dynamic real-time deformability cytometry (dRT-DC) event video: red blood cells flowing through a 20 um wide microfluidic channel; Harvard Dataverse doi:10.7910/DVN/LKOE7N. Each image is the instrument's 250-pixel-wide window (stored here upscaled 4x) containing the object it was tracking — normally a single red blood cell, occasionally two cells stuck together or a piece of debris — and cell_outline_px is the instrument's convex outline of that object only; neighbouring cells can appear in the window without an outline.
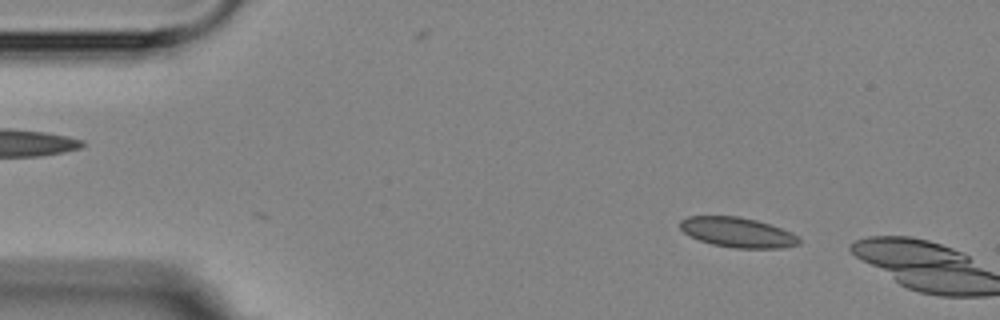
{"species": "Egyptian fruit bat (a non-hibernating species)", "species_latin": "Rousettus aegyptiacus", "temperature_condition": "room temperature", "stored_images_in_passage": 2, "camera_frame_rate_fps": 3000, "um_per_image_px": 0.085, "animal": {"sex": "female"}, "frame": {"image": 1, "passage_image": 2, "time_ms": 2.333, "image_size_px": [1000, 320], "cell_outline_px": [[800, 244], [780, 248], [732, 248], [712, 244], [700, 240], [684, 232], [680, 228], [680, 220], [688, 216], [740, 216], [756, 220], [792, 232], [800, 240]], "centroid_in_image_um": [62.69, 19.75], "position_along_channel_um": 22.3, "area_um2": 20.63}}